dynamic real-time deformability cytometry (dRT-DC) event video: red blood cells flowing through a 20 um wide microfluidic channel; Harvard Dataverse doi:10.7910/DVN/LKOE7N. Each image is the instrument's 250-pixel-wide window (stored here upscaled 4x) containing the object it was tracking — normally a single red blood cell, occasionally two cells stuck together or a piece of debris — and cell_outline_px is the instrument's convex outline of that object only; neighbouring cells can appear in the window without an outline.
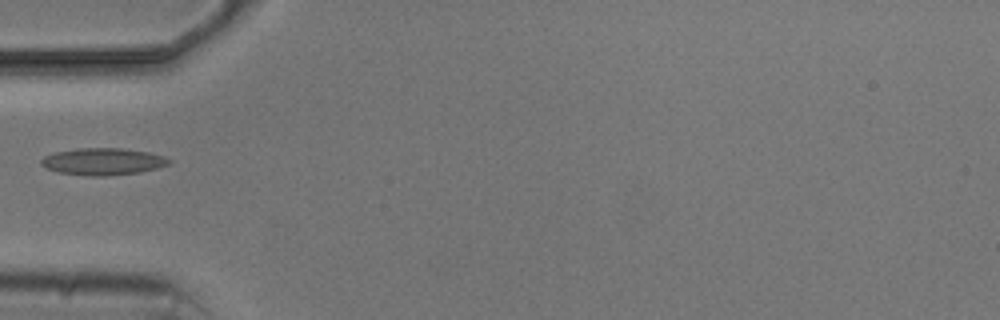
{"species": "common noctule bat (a hibernating species)", "species_latin": "Nyctalus noctula", "temperature_condition": "cold", "stored_images_in_passage": 1, "camera_frame_rate_fps": 3000, "um_per_image_px": 0.085, "animal": {"sex": "male", "body_mass_g": 20.5, "forearm_length_mm": 52.5}, "frame": {"image": 1, "passage_image": 1, "time_ms": 0.0, "image_size_px": [1000, 320], "cell_outline_px": [[172, 160], [168, 164], [156, 168], [140, 172], [108, 176], [88, 176], [56, 172], [40, 164], [40, 160], [44, 156], [56, 152], [76, 148], [120, 148], [148, 152], [164, 156]], "centroid_in_image_um": [8.73, 13.73], "position_along_channel_um": 76.3, "area_um2": 20.11}}